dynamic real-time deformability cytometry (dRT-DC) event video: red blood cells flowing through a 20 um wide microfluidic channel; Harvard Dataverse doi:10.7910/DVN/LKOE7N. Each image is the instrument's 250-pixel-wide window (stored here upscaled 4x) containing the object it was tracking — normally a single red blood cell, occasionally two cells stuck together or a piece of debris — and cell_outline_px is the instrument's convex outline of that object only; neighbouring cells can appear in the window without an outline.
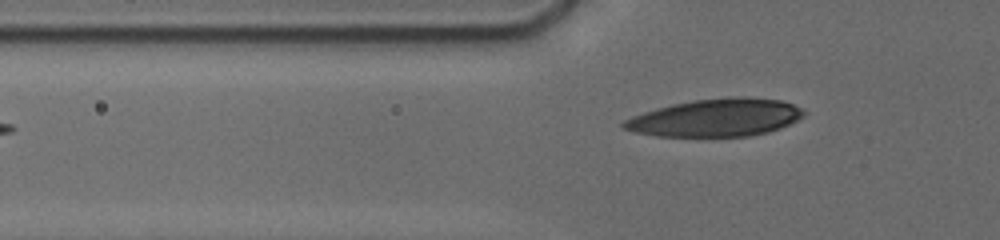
{"species": "human", "species_latin": "Homo sapiens", "temperature_condition": "cold", "stored_images_in_passage": 34, "camera_frame_rate_fps": 3000, "um_per_image_px": 0.085, "donor": {"sex": "male"}, "frame": {"image": 1, "passage_image": 3, "time_ms": 0.667, "image_size_px": [1000, 240], "cell_outline_px": [[804, 116], [780, 128], [768, 132], [748, 136], [656, 136], [636, 132], [620, 128], [620, 124], [624, 120], [632, 116], [644, 112], [672, 104], [692, 100], [728, 96], [744, 96], [780, 100], [792, 104], [800, 108], [804, 112]], "centroid_in_image_um": [60.81, 9.99], "position_along_channel_um": 65.0, "area_um2": 39.54}}
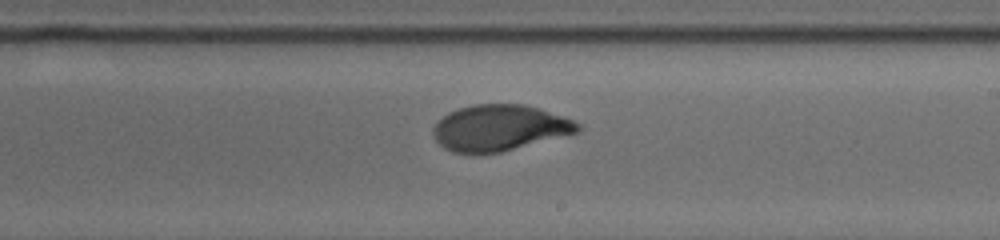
{"frame": {"image": 2, "passage_image": 18, "time_ms": 5.667, "image_size_px": [1000, 240], "cell_outline_px": [[584, 128], [580, 132], [500, 152], [472, 156], [452, 152], [444, 148], [436, 140], [432, 132], [432, 128], [448, 112], [472, 104], [524, 104], [540, 108], [572, 120], [580, 124]], "centroid_in_image_um": [42.45, 10.89], "position_along_channel_um": 246.6, "area_um2": 39.19}}
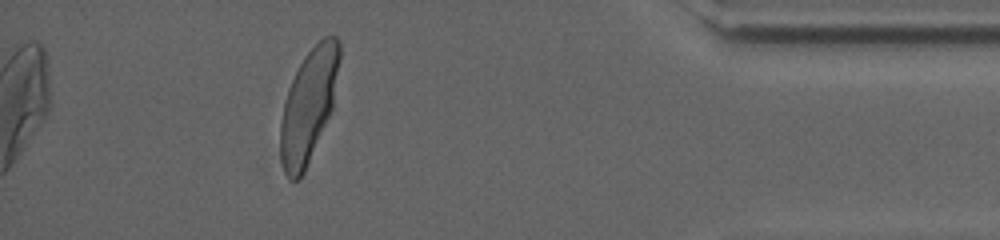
{"frame": {"image": 3, "passage_image": 34, "time_ms": 11.0, "image_size_px": [1000, 240], "cell_outline_px": [[340, 60], [332, 108], [304, 172], [296, 180], [288, 180], [284, 172], [280, 160], [280, 120], [288, 88], [304, 56], [324, 36], [336, 36], [340, 44]], "centroid_in_image_um": [26.21, 8.97], "position_along_channel_um": 409.0, "area_um2": 38.38}, "authors_computed_cell_mechanics": {"area_um2": 39.5352, "velocity_mm_per_s": 3.7523, "shape_relaxation_time_tau1_ms": 4.11, "shape_relaxation_time_tau2_ms": 0.8139, "deformation_change_tau1": 0.1881, "deformation_change_tau2": 0.0505}}